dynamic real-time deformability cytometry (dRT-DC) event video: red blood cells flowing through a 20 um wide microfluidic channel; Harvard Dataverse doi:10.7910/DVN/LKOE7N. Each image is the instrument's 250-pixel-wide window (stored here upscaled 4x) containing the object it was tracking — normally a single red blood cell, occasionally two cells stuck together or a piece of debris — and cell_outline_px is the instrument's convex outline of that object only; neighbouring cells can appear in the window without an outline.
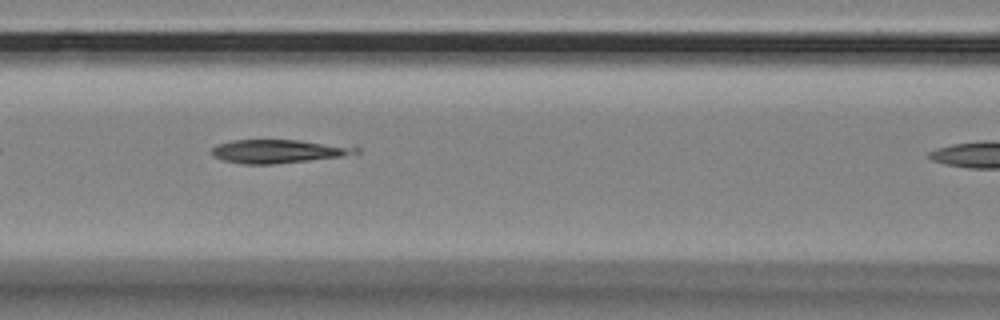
{"species": "Egyptian fruit bat (a non-hibernating species)", "species_latin": "Rousettus aegyptiacus", "temperature_condition": "room temperature", "stored_images_in_passage": 19, "camera_frame_rate_fps": 3000, "um_per_image_px": 0.085, "animal": {"sex": "female"}, "frame": {"image": 1, "passage_image": 8, "time_ms": 2.333, "image_size_px": [1000, 320], "cell_outline_px": [[360, 152], [356, 156], [272, 164], [244, 164], [224, 160], [212, 156], [212, 148], [216, 144], [232, 140], [300, 140], [360, 148]], "centroid_in_image_um": [23.73, 12.87], "position_along_channel_um": 142.9, "area_um2": 20.0}}
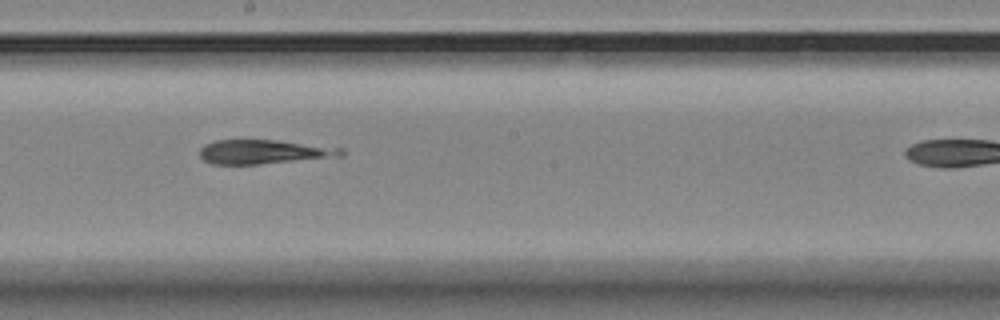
{"frame": {"image": 2, "passage_image": 15, "time_ms": 4.667, "image_size_px": [1000, 320], "cell_outline_px": [[344, 156], [256, 164], [212, 164], [204, 160], [200, 156], [200, 148], [204, 144], [216, 140], [276, 140], [344, 148]], "centroid_in_image_um": [22.42, 12.9], "position_along_channel_um": 225.8, "area_um2": 19.83}}